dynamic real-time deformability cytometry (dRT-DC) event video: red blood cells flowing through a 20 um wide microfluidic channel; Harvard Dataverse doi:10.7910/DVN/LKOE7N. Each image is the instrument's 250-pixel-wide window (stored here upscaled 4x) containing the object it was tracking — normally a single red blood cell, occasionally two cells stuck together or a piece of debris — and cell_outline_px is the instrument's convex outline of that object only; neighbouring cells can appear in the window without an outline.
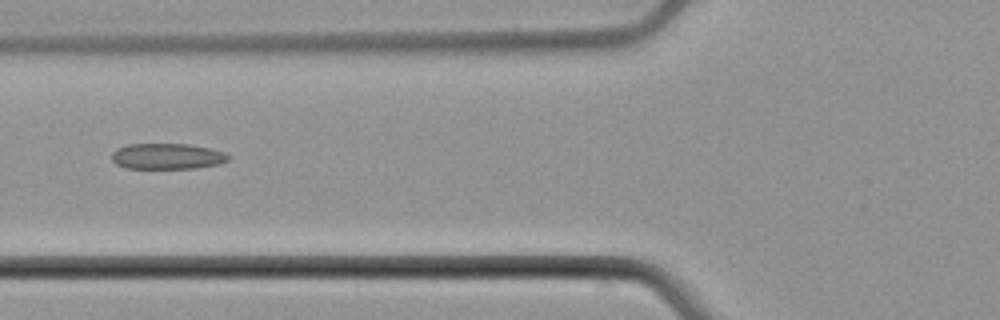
{"species": "common noctule bat (a hibernating species)", "species_latin": "Nyctalus noctula", "temperature_condition": "cold", "stored_images_in_passage": 7, "camera_frame_rate_fps": 3000, "um_per_image_px": 0.085, "animal": {"sex": "male", "body_mass_g": 21.5, "forearm_length_mm": 52.0}, "frame": {"image": 1, "passage_image": 5, "time_ms": 6.0, "image_size_px": [1000, 320], "cell_outline_px": [[228, 160], [216, 164], [196, 168], [128, 168], [116, 164], [112, 160], [112, 152], [116, 148], [128, 144], [188, 144], [208, 148], [224, 152], [228, 156]], "centroid_in_image_um": [14.16, 13.28], "position_along_channel_um": 111.6, "area_um2": 17.34}}
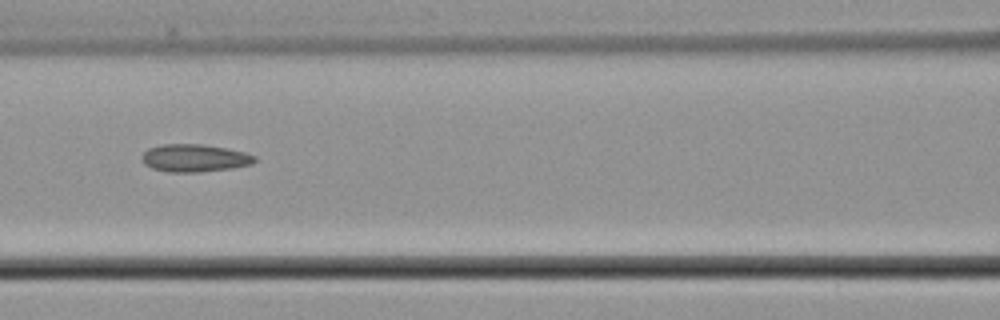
{"frame": {"image": 2, "passage_image": 6, "time_ms": 7.0, "image_size_px": [1000, 320], "cell_outline_px": [[256, 160], [252, 164], [232, 168], [200, 172], [168, 172], [152, 168], [144, 164], [140, 156], [148, 148], [164, 144], [204, 144], [228, 148], [244, 152], [256, 156]], "centroid_in_image_um": [16.53, 13.43], "position_along_channel_um": 150.1, "area_um2": 18.32}}
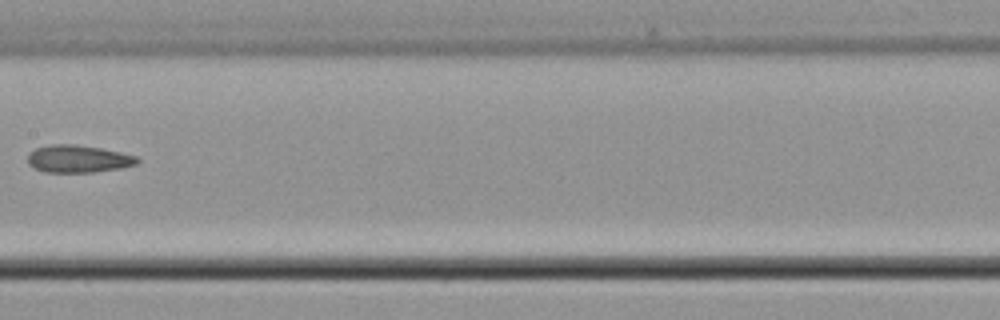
{"frame": {"image": 3, "passage_image": 7, "time_ms": 8.333, "image_size_px": [1000, 320], "cell_outline_px": [[140, 160], [136, 164], [120, 168], [92, 172], [44, 172], [28, 164], [28, 156], [36, 148], [52, 144], [72, 144], [100, 148], [120, 152], [136, 156]], "centroid_in_image_um": [6.65, 13.5], "position_along_channel_um": 200.7, "area_um2": 17.28}}